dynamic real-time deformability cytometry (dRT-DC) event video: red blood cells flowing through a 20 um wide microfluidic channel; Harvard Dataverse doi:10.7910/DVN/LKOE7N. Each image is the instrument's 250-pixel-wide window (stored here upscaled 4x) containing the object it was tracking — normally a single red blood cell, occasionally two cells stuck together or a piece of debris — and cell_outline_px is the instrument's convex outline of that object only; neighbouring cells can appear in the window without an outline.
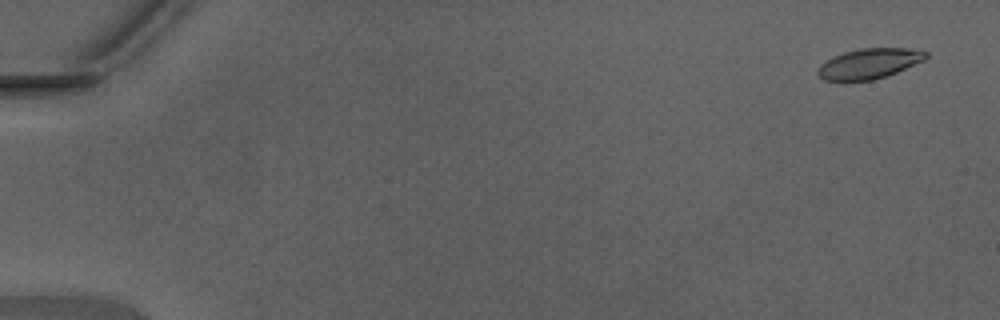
{"species": "Egyptian fruit bat (a non-hibernating species)", "species_latin": "Rousettus aegyptiacus", "temperature_condition": "warm", "stored_images_in_passage": 15, "camera_frame_rate_fps": 3000, "um_per_image_px": 0.085, "animal": {"sex": "male"}, "frame": {"image": 1, "passage_image": 3, "time_ms": 0.667, "image_size_px": [1000, 320], "cell_outline_px": [[928, 56], [924, 60], [896, 72], [872, 80], [824, 80], [816, 72], [816, 68], [820, 64], [832, 56], [844, 52], [860, 48], [908, 48], [928, 52]], "centroid_in_image_um": [73.85, 5.39], "position_along_channel_um": 11.2, "area_um2": 18.9}}